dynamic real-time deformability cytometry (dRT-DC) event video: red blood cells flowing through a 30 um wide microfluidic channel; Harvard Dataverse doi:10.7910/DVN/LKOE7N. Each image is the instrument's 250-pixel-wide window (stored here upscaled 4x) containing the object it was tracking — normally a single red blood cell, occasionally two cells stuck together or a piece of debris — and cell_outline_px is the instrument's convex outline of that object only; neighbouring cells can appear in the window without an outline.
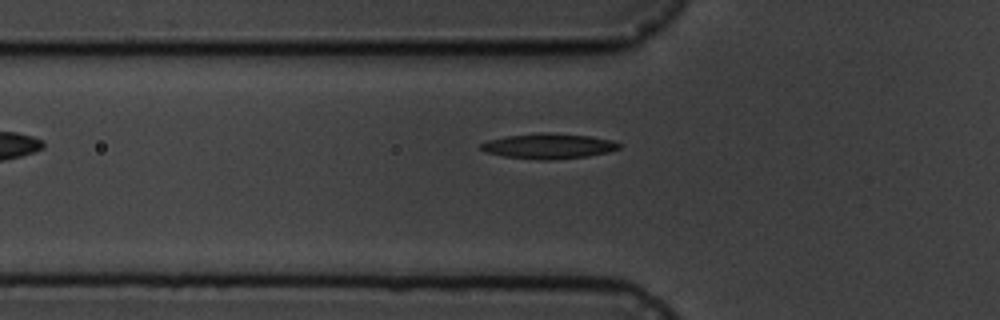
{"species": "common noctule bat (a hibernating species)", "species_latin": "Nyctalus noctula", "temperature_condition": "cold", "stored_images_in_passage": 6, "camera_frame_rate_fps": 3000, "um_per_image_px": 0.085, "animal": {"sex": "male", "body_mass_g": 19.5, "forearm_length_mm": 54.6}, "frame": {"image": 1, "passage_image": 6, "time_ms": 5.333, "image_size_px": [1000, 320], "cell_outline_px": [[620, 148], [608, 152], [588, 156], [548, 160], [540, 160], [504, 156], [484, 152], [480, 148], [480, 144], [488, 140], [504, 136], [540, 132], [548, 132], [592, 136], [612, 140], [620, 144]], "centroid_in_image_um": [46.61, 12.41], "position_along_channel_um": 79.2, "area_um2": 20.46}}